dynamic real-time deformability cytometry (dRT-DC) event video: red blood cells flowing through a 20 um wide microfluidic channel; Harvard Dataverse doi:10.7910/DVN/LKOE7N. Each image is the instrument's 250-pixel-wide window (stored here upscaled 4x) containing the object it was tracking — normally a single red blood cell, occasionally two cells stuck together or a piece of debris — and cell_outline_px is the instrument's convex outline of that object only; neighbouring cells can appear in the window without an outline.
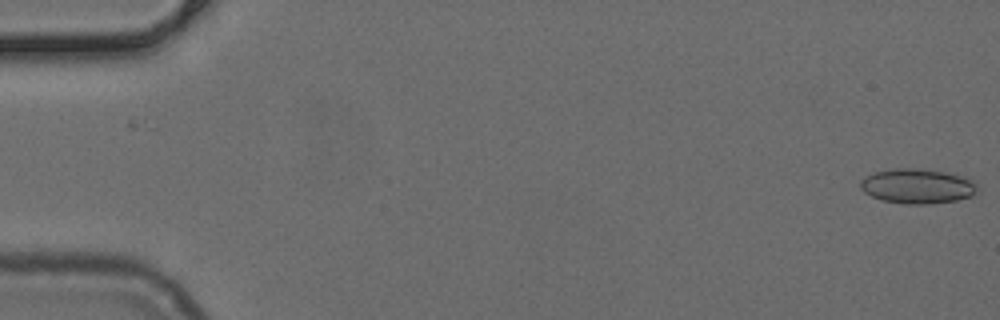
{"species": "common noctule bat (a hibernating species)", "species_latin": "Nyctalus noctula", "temperature_condition": "cold", "stored_images_in_passage": 51, "camera_frame_rate_fps": 3000, "um_per_image_px": 0.085, "animal": {"sex": "female", "body_mass_g": 24.6, "forearm_length_mm": 56.2}, "frame": {"image": 1, "passage_image": 1, "time_ms": 0.0, "image_size_px": [1000, 320], "cell_outline_px": [[976, 184], [972, 196], [956, 200], [928, 204], [904, 204], [880, 200], [864, 192], [860, 188], [860, 180], [864, 176], [872, 172], [892, 168], [912, 168], [944, 172], [968, 176], [976, 180]], "centroid_in_image_um": [77.94, 15.81], "position_along_channel_um": 7.1, "area_um2": 23.99}}
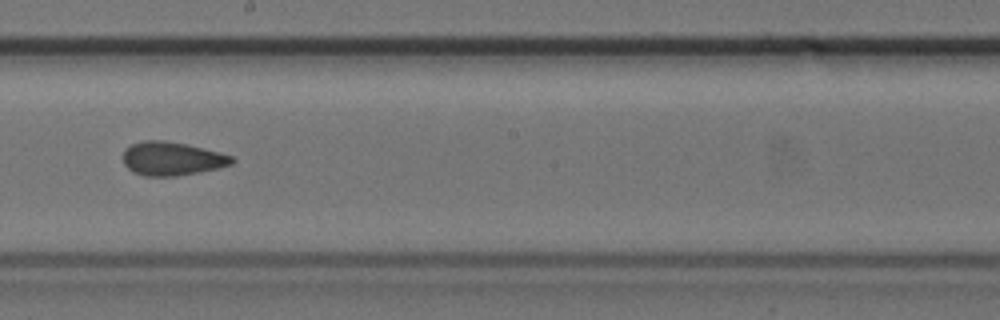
{"frame": {"image": 2, "passage_image": 29, "time_ms": 9.333, "image_size_px": [1000, 320], "cell_outline_px": [[236, 160], [232, 164], [200, 172], [176, 176], [144, 176], [132, 172], [124, 164], [124, 148], [132, 144], [144, 140], [164, 140], [188, 144], [220, 152], [232, 156]], "centroid_in_image_um": [14.61, 13.48], "position_along_channel_um": 233.6, "area_um2": 21.44}}
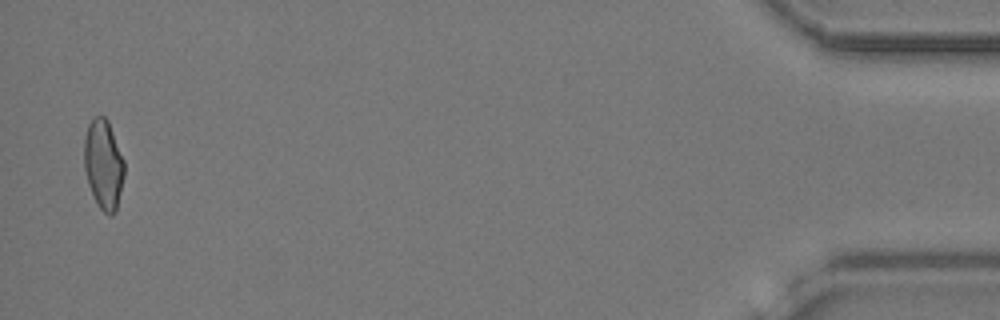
{"frame": {"image": 3, "passage_image": 50, "time_ms": 16.333, "image_size_px": [1000, 320], "cell_outline_px": [[124, 176], [116, 212], [112, 216], [104, 212], [100, 208], [88, 184], [84, 168], [84, 136], [88, 124], [96, 116], [104, 116], [108, 120], [124, 160]], "centroid_in_image_um": [8.8, 13.96], "position_along_channel_um": 426.4, "area_um2": 20.92}}